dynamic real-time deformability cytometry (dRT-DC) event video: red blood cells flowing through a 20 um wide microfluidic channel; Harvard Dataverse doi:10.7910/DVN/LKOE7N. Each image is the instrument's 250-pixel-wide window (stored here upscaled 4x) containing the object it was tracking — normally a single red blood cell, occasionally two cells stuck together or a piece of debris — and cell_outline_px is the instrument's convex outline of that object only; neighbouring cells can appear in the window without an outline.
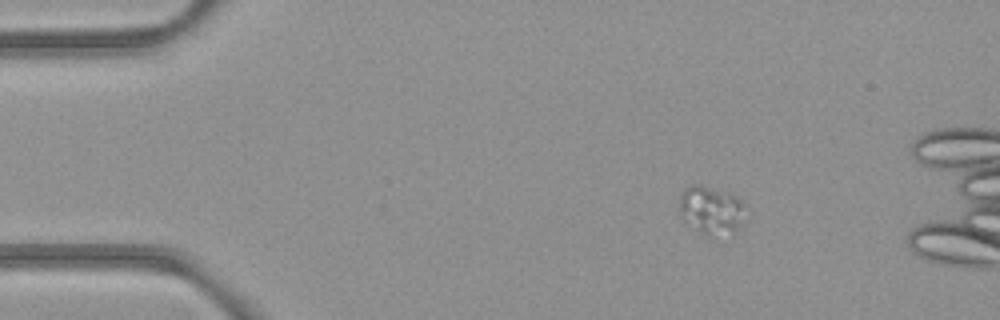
{"species": "common noctule bat (a hibernating species)", "species_latin": "Nyctalus noctula", "temperature_condition": "room temperature", "stored_images_in_passage": 4, "camera_frame_rate_fps": 3000, "um_per_image_px": 0.085, "animal": {"sex": "female", "body_mass_g": 21.9}, "frame": {"image": 1, "passage_image": 1, "time_ms": 0.0, "image_size_px": [1000, 320], "cell_outline_px": [[744, 204], [736, 228], [732, 232], [708, 236], [704, 236], [684, 220], [680, 212], [680, 196], [684, 188], [692, 184], [700, 184], [736, 196]], "centroid_in_image_um": [60.36, 17.83], "position_along_channel_um": 24.6, "area_um2": 17.8}}